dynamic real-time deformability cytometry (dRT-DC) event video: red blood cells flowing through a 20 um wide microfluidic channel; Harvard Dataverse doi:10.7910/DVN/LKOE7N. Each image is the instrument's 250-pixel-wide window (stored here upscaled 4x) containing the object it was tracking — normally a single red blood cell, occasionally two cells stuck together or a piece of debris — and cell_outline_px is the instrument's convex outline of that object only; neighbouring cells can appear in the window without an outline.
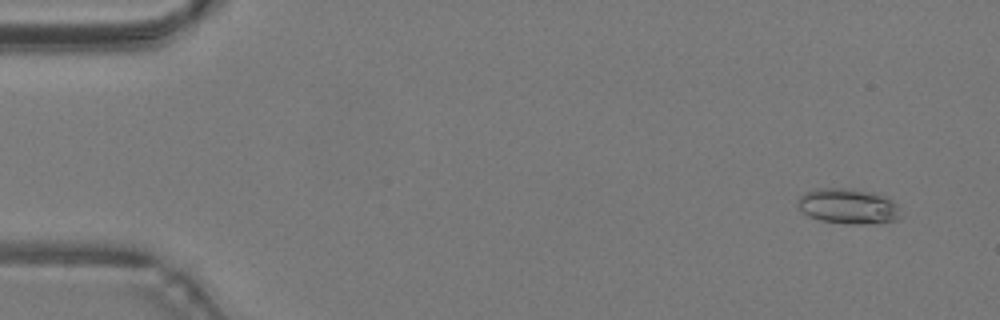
{"species": "common noctule bat (a hibernating species)", "species_latin": "Nyctalus noctula", "temperature_condition": "warm", "stored_images_in_passage": 49, "camera_frame_rate_fps": 3000, "um_per_image_px": 0.085, "animal": {"sex": "male", "body_mass_g": 19.2, "forearm_length_mm": 51.8}, "frame": {"image": 1, "passage_image": 4, "time_ms": 1.0, "image_size_px": [1000, 320], "cell_outline_px": [[900, 216], [896, 220], [856, 224], [852, 224], [820, 220], [808, 216], [796, 204], [796, 200], [804, 192], [816, 188], [848, 188], [872, 192], [888, 196], [900, 208]], "centroid_in_image_um": [72.07, 17.5], "position_along_channel_um": 12.9, "area_um2": 21.21}}
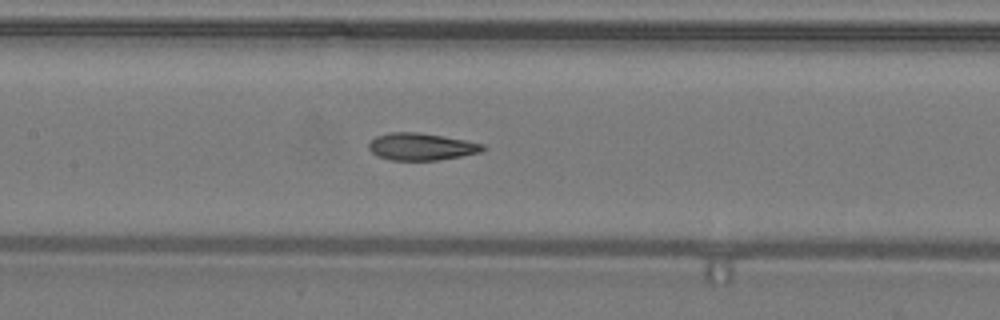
{"frame": {"image": 2, "passage_image": 24, "time_ms": 7.667, "image_size_px": [1000, 320], "cell_outline_px": [[488, 148], [480, 152], [460, 156], [436, 160], [392, 160], [376, 156], [368, 148], [368, 144], [376, 136], [388, 132], [420, 132], [464, 140], [484, 144]], "centroid_in_image_um": [35.79, 12.46], "position_along_channel_um": 171.6, "area_um2": 18.03}}
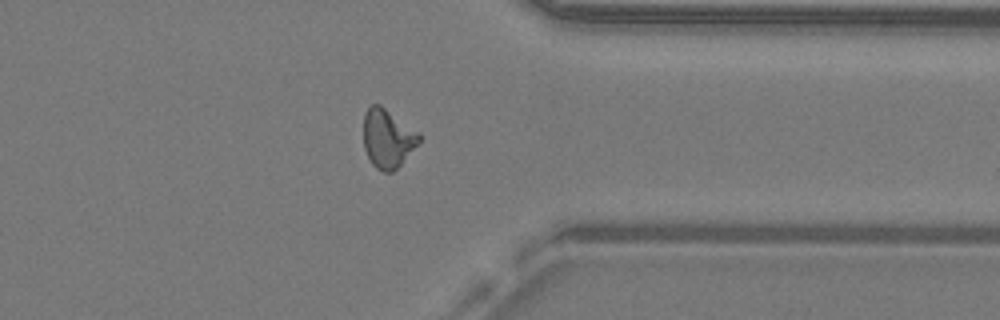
{"frame": {"image": 3, "passage_image": 39, "time_ms": 12.667, "image_size_px": [1000, 320], "cell_outline_px": [[420, 140], [400, 164], [392, 172], [384, 172], [376, 168], [372, 164], [364, 148], [364, 112], [372, 104], [380, 104], [420, 132]], "centroid_in_image_um": [32.94, 11.74], "position_along_channel_um": 378.5, "area_um2": 18.9}, "authors_computed_cell_mechanics": {"area_um2": 18.6694, "velocity_mm_per_s": 4.2766, "shape_relaxation_time_tau1_ms": 7.0688, "shape_relaxation_time_tau2_ms": 1.4571, "deformation_change_tau1": 0.2241, "deformation_change_tau2": 0.084}}